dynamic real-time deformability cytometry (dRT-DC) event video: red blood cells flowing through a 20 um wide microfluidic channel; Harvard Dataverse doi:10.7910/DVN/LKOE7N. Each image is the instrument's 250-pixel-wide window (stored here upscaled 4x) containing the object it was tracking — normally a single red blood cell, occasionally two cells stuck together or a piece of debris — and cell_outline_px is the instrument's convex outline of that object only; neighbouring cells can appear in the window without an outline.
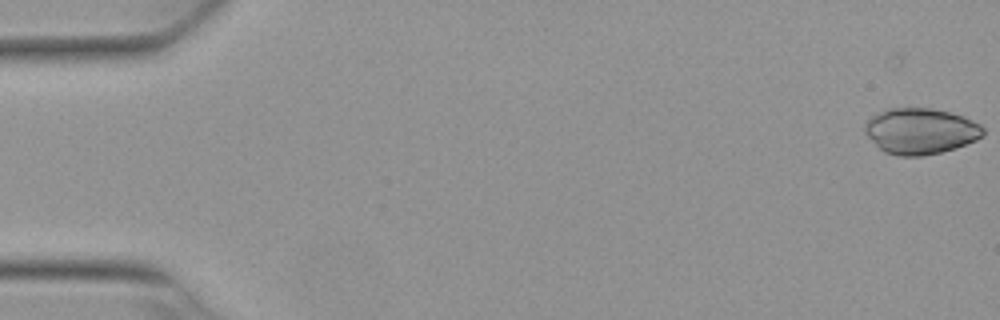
{"species": "Egyptian fruit bat (a non-hibernating species)", "species_latin": "Rousettus aegyptiacus", "temperature_condition": "warm", "stored_images_in_passage": 53, "camera_frame_rate_fps": 3000, "um_per_image_px": 0.085, "animal": {"sex": "female"}, "frame": {"image": 1, "passage_image": 1, "time_ms": 0.0, "image_size_px": [1000, 320], "cell_outline_px": [[984, 136], [976, 140], [956, 148], [940, 152], [920, 156], [900, 156], [884, 152], [864, 132], [864, 124], [872, 116], [888, 108], [932, 108], [964, 116], [980, 124], [984, 128]], "centroid_in_image_um": [78.26, 11.14], "position_along_channel_um": 6.7, "area_um2": 31.62}}
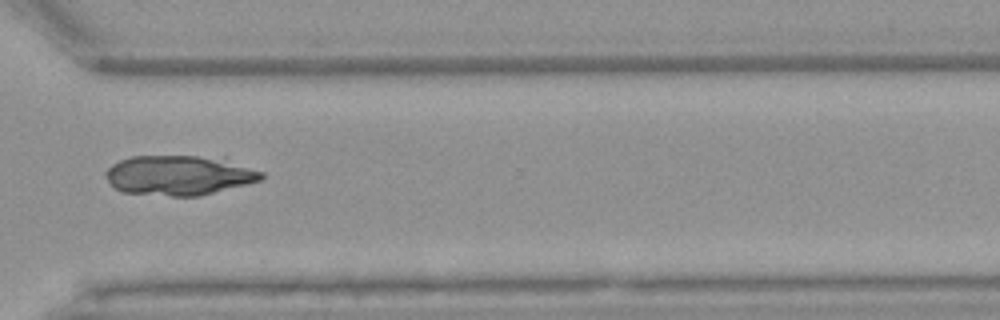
{"frame": {"image": 2, "passage_image": 40, "time_ms": 13.0, "image_size_px": [1000, 320], "cell_outline_px": [[264, 176], [260, 180], [248, 184], [200, 196], [172, 196], [124, 192], [116, 188], [108, 180], [104, 172], [112, 164], [120, 160], [132, 156], [224, 156], [264, 172]], "centroid_in_image_um": [15.3, 14.88], "position_along_channel_um": 355.3, "area_um2": 36.59}}
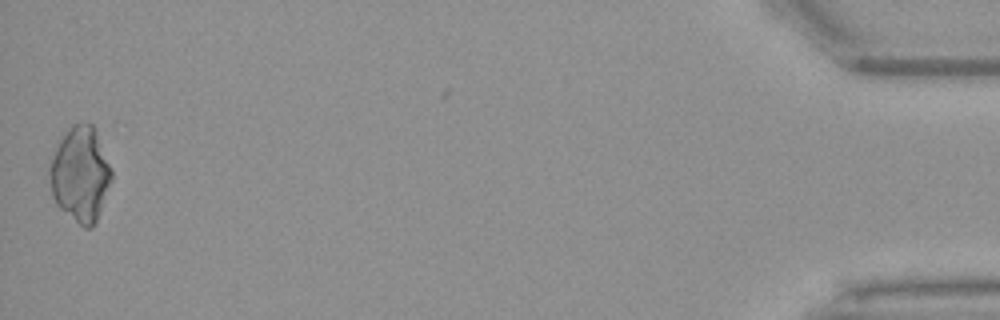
{"frame": {"image": 3, "passage_image": 53, "time_ms": 17.333, "image_size_px": [1000, 320], "cell_outline_px": [[112, 180], [100, 212], [92, 228], [84, 228], [60, 208], [56, 204], [52, 196], [48, 172], [48, 164], [56, 140], [72, 124], [92, 124], [96, 128], [112, 168]], "centroid_in_image_um": [6.8, 14.76], "position_along_channel_um": 428.4, "area_um2": 35.03}}